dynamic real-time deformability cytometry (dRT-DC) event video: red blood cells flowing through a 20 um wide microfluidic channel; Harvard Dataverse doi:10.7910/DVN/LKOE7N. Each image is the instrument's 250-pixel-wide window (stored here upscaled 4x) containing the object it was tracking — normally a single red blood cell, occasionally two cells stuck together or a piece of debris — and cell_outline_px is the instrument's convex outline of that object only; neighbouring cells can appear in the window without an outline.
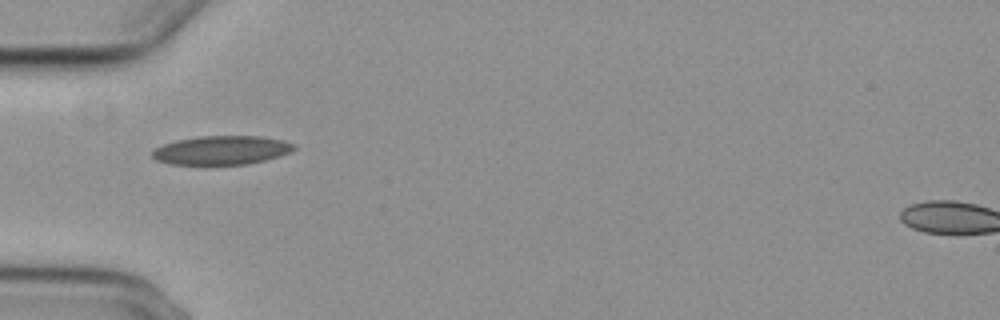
{"species": "common noctule bat (a hibernating species)", "species_latin": "Nyctalus noctula", "temperature_condition": "cold", "stored_images_in_passage": 37, "camera_frame_rate_fps": 3000, "um_per_image_px": 0.085, "animal": {"sex": "female", "body_mass_g": 29.2, "forearm_length_mm": 56.3}, "frame": {"image": 1, "passage_image": 1, "time_ms": 0.0, "image_size_px": [1000, 320], "cell_outline_px": [[296, 148], [292, 152], [280, 156], [248, 164], [208, 168], [168, 164], [156, 160], [152, 156], [152, 152], [156, 148], [164, 144], [176, 140], [200, 136], [260, 136], [284, 140], [296, 144]], "centroid_in_image_um": [18.82, 12.82], "position_along_channel_um": 66.2, "area_um2": 25.03}}
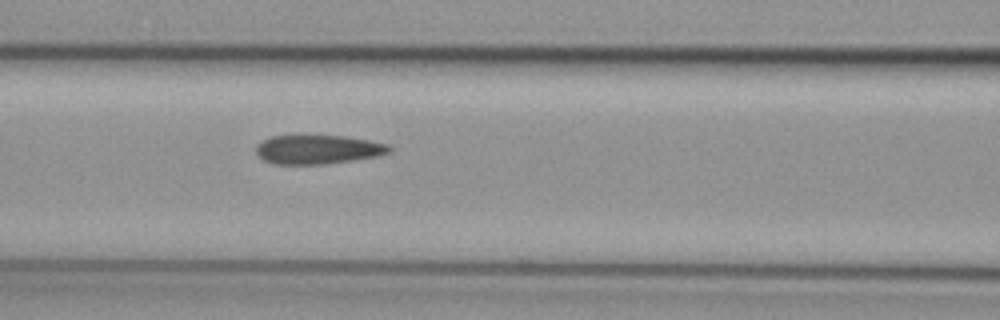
{"frame": {"image": 2, "passage_image": 7, "time_ms": 2.0, "image_size_px": [1000, 320], "cell_outline_px": [[392, 152], [376, 156], [356, 160], [324, 164], [272, 164], [264, 160], [256, 152], [256, 144], [272, 136], [344, 136], [368, 140], [388, 144], [392, 148]], "centroid_in_image_um": [27.04, 12.71], "position_along_channel_um": 139.6, "area_um2": 22.48}}
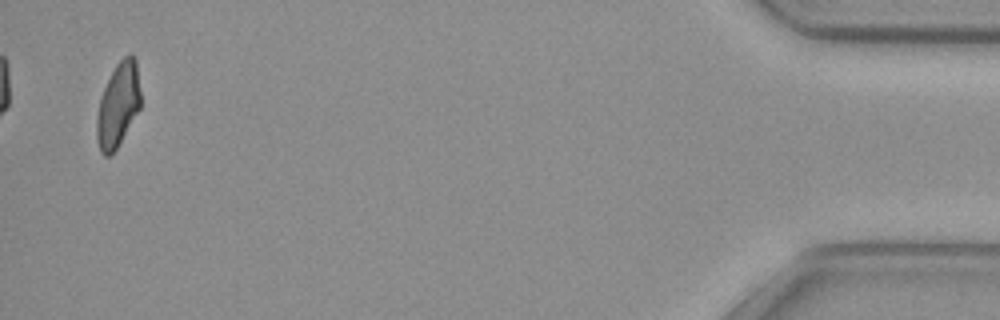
{"frame": {"image": 3, "passage_image": 37, "time_ms": 12.0, "image_size_px": [1000, 320], "cell_outline_px": [[140, 108], [116, 148], [108, 156], [104, 156], [100, 152], [96, 140], [96, 116], [100, 96], [116, 64], [124, 56], [136, 56], [140, 92]], "centroid_in_image_um": [10.02, 8.92], "position_along_channel_um": 425.2, "area_um2": 21.39}, "authors_computed_cell_mechanics": {"area_um2": 23.2356, "velocity_mm_per_s": 3.7182, "shape_relaxation_time_tau1_ms": null, "shape_relaxation_time_tau2_ms": 2.332, "deformation_change_tau1": null, "deformation_change_tau2": 0.0982}}